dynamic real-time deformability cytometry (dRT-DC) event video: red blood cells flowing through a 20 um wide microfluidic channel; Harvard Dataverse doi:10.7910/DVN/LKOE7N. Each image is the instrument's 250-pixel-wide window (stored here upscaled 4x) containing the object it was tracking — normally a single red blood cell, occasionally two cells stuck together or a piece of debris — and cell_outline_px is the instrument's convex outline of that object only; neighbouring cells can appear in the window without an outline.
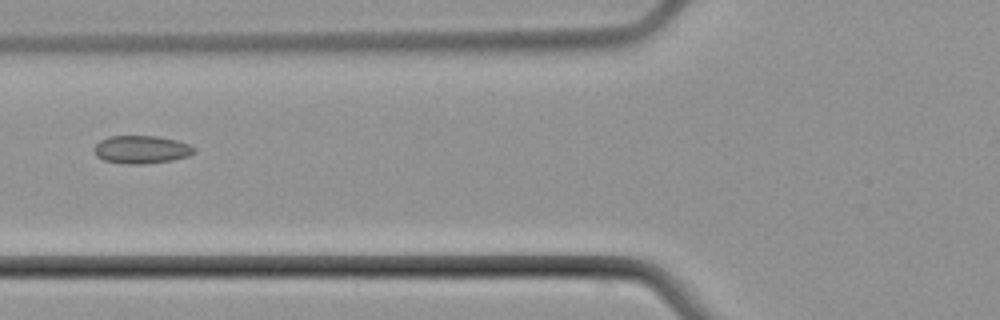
{"species": "common noctule bat (a hibernating species)", "species_latin": "Nyctalus noctula", "temperature_condition": "cold", "stored_images_in_passage": 4, "camera_frame_rate_fps": 3000, "um_per_image_px": 0.085, "animal": {"sex": "male", "body_mass_g": 21.5, "forearm_length_mm": 52.0}, "frame": {"image": 1, "passage_image": 4, "time_ms": 3.667, "image_size_px": [1000, 320], "cell_outline_px": [[196, 152], [188, 156], [172, 160], [144, 164], [128, 164], [104, 160], [96, 156], [92, 148], [100, 140], [108, 136], [156, 136], [176, 140], [188, 144], [196, 148]], "centroid_in_image_um": [12.01, 12.71], "position_along_channel_um": 113.8, "area_um2": 16.36}}